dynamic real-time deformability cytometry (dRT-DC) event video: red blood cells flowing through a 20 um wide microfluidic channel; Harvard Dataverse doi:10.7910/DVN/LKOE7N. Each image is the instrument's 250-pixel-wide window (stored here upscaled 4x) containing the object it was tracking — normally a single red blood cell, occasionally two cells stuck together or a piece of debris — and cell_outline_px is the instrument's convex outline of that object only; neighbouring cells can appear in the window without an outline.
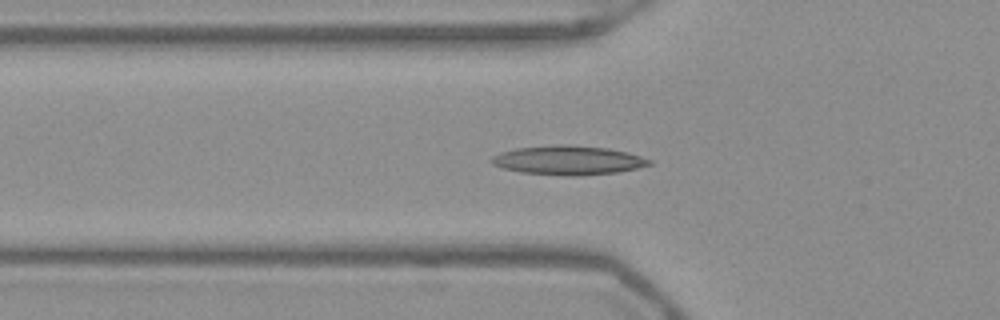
{"species": "Egyptian fruit bat (a non-hibernating species)", "species_latin": "Rousettus aegyptiacus", "temperature_condition": "warm", "stored_images_in_passage": 45, "segment_of_instrument_passage": [1, 2], "camera_frame_rate_fps": 3000, "um_per_image_px": 0.085, "frame": {"image": 1, "passage_image": 10, "time_ms": 3.0, "image_size_px": [1000, 320], "cell_outline_px": [[652, 164], [636, 168], [616, 172], [572, 176], [568, 176], [520, 172], [504, 168], [492, 164], [488, 160], [492, 156], [500, 152], [516, 148], [556, 144], [568, 144], [608, 148], [628, 152], [652, 160]], "centroid_in_image_um": [48.26, 13.61], "position_along_channel_um": 77.5, "area_um2": 26.82}}
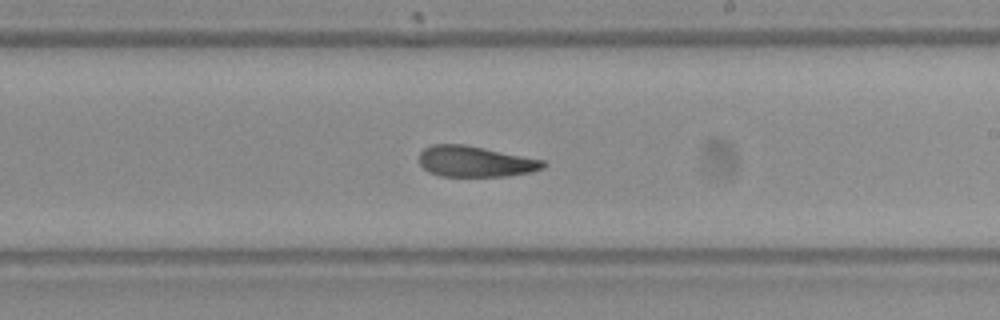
{"frame": {"image": 2, "passage_image": 23, "time_ms": 7.333, "image_size_px": [1000, 320], "cell_outline_px": [[548, 164], [544, 168], [532, 172], [508, 176], [440, 176], [428, 172], [420, 164], [420, 152], [424, 148], [432, 144], [464, 144], [544, 160]], "centroid_in_image_um": [40.41, 13.73], "position_along_channel_um": 248.6, "area_um2": 22.37}}
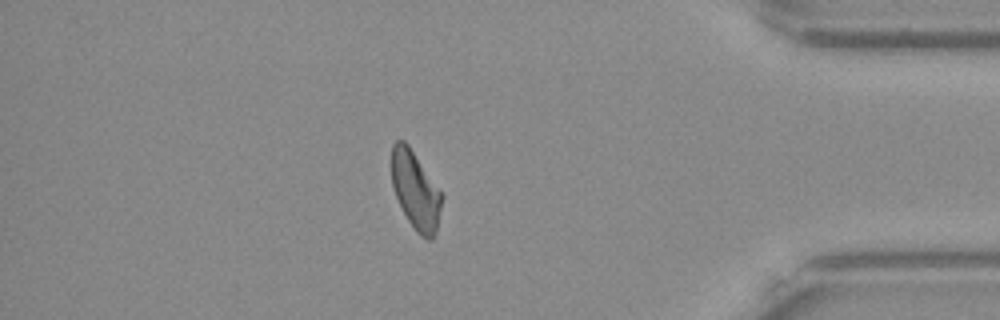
{"frame": {"image": 3, "passage_image": 37, "time_ms": 12.0, "image_size_px": [1000, 320], "cell_outline_px": [[444, 196], [436, 232], [432, 240], [428, 240], [420, 236], [416, 232], [408, 220], [396, 196], [392, 184], [392, 144], [396, 140], [404, 140], [408, 144], [440, 188]], "centroid_in_image_um": [35.35, 16.19], "position_along_channel_um": 399.8, "area_um2": 23.0}}